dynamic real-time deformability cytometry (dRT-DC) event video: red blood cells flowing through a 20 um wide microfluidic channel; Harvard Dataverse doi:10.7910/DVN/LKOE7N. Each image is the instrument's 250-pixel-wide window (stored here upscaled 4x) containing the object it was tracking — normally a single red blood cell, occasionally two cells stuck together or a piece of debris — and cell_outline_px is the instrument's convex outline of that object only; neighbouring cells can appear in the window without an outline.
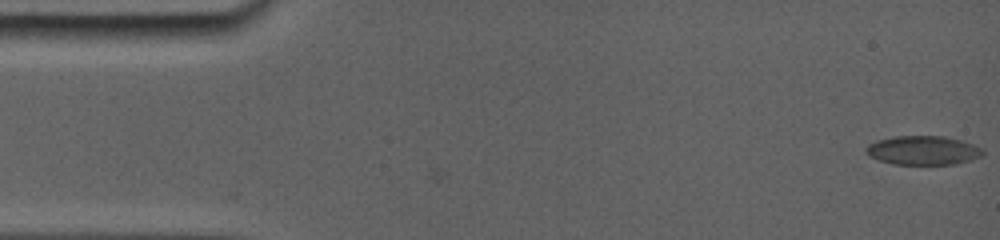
{"species": "common noctule bat (a hibernating species)", "species_latin": "Nyctalus noctula", "temperature_condition": "room temperature", "stored_images_in_passage": 6, "camera_frame_rate_fps": 5000, "um_per_image_px": 0.085, "animal": {"sex": "female", "body_mass_g": 19.0, "forearm_length_mm": 56.7}, "frame": {"image": 1, "passage_image": 6, "time_ms": 1.2, "image_size_px": [1000, 240], "cell_outline_px": [[972, 148], [960, 160], [948, 164], [896, 164], [872, 156], [868, 152], [868, 148], [872, 144], [880, 140], [900, 136], [940, 136], [956, 140], [968, 144]], "centroid_in_image_um": [78.15, 12.76], "position_along_channel_um": 6.8, "area_um2": 17.05}}